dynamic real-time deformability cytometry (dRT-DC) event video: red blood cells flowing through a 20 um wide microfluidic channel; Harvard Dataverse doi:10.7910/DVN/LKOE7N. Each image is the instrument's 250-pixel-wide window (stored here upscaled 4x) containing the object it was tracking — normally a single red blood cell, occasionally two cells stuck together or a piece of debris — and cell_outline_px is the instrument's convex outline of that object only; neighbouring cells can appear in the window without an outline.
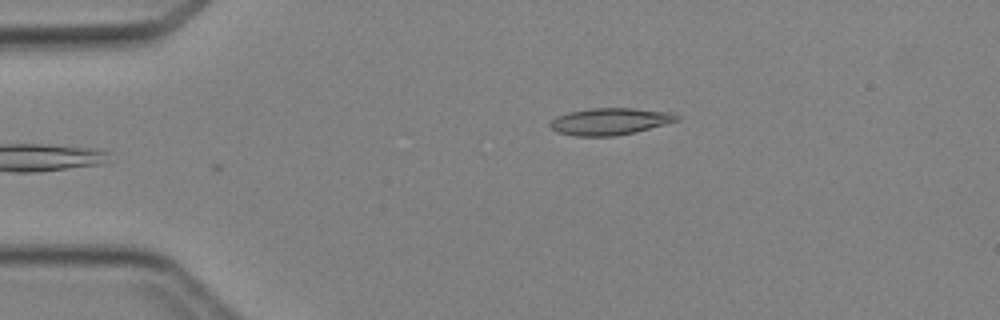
{"species": "Egyptian fruit bat (a non-hibernating species)", "species_latin": "Rousettus aegyptiacus", "temperature_condition": "cold", "stored_images_in_passage": 2, "camera_frame_rate_fps": 3000, "um_per_image_px": 0.085, "animal": {"sex": "female"}, "frame": {"image": 1, "passage_image": 2, "time_ms": 0.333, "image_size_px": [1000, 320], "cell_outline_px": [[680, 120], [668, 124], [636, 132], [616, 136], [576, 136], [556, 132], [548, 124], [556, 116], [568, 112], [592, 108], [632, 108], [672, 112], [680, 116]], "centroid_in_image_um": [51.88, 10.32], "position_along_channel_um": 33.1, "area_um2": 20.11}}